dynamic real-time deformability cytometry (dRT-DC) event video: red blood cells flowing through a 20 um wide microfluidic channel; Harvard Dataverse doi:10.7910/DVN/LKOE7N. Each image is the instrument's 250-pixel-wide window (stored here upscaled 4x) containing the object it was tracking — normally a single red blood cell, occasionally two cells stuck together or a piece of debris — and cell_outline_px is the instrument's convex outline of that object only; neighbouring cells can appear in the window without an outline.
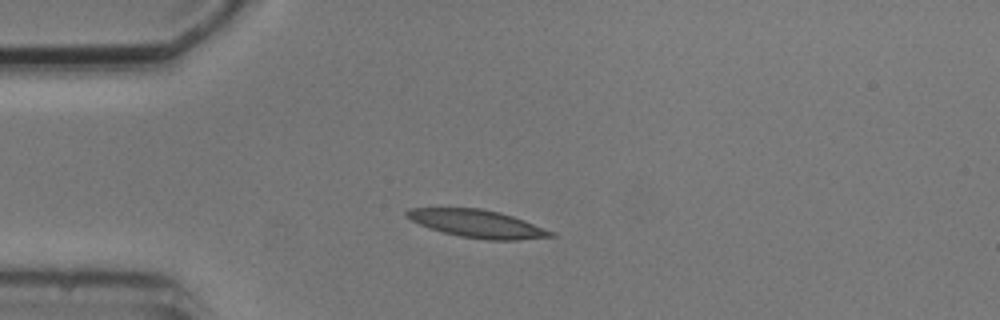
{"species": "common noctule bat (a hibernating species)", "species_latin": "Nyctalus noctula", "temperature_condition": "cold", "stored_images_in_passage": 1, "camera_frame_rate_fps": 3000, "um_per_image_px": 0.085, "animal": {"sex": "male", "body_mass_g": 20.5, "forearm_length_mm": 52.5}, "frame": {"image": 1, "passage_image": 1, "time_ms": 0.0, "image_size_px": [1000, 320], "cell_outline_px": [[556, 236], [516, 240], [488, 240], [460, 236], [444, 232], [420, 224], [404, 216], [404, 212], [408, 208], [480, 208], [500, 212], [524, 220], [556, 232]], "centroid_in_image_um": [40.6, 19.01], "position_along_channel_um": 44.4, "area_um2": 23.18}}